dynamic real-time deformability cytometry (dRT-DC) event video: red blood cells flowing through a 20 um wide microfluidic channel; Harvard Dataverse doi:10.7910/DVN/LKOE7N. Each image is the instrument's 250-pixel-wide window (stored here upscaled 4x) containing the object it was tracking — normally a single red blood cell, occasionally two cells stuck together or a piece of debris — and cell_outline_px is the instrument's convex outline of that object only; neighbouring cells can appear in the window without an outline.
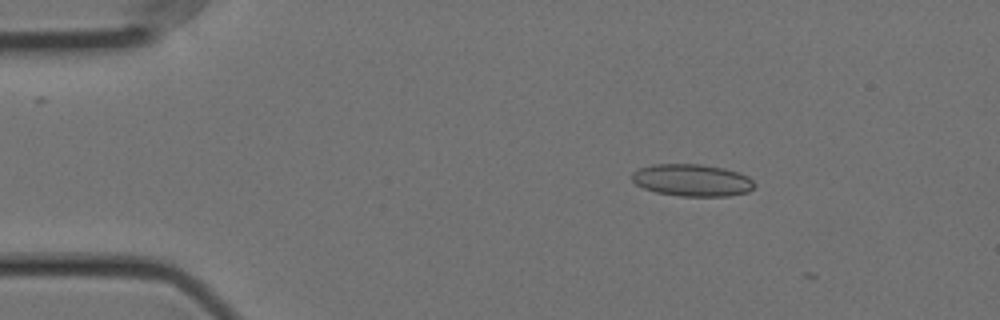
{"species": "Egyptian fruit bat (a non-hibernating species)", "species_latin": "Rousettus aegyptiacus", "temperature_condition": "cold", "stored_images_in_passage": 10, "camera_frame_rate_fps": 3000, "um_per_image_px": 0.085, "animal": {"sex": "female"}, "frame": {"image": 1, "passage_image": 8, "time_ms": 2.333, "image_size_px": [1000, 320], "cell_outline_px": [[756, 184], [748, 192], [728, 196], [680, 196], [656, 192], [644, 188], [636, 184], [632, 180], [632, 172], [640, 168], [652, 164], [700, 164], [724, 168], [740, 172], [748, 176]], "centroid_in_image_um": [58.84, 15.31], "position_along_channel_um": 26.2, "area_um2": 23.0}}